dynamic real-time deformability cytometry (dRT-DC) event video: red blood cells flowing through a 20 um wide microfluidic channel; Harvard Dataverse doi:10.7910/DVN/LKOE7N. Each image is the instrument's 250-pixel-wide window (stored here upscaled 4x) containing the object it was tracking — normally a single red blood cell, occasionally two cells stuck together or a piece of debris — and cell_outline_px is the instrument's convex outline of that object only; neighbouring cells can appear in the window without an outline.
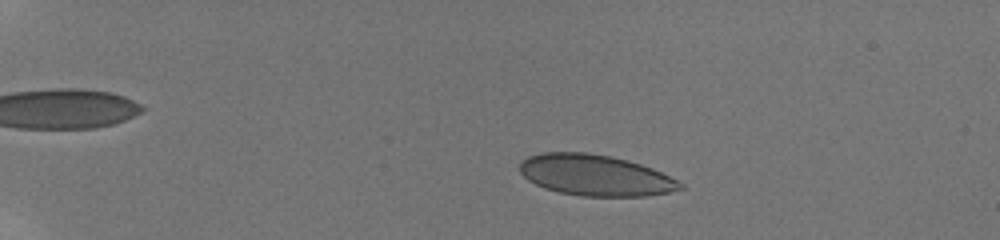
{"species": "human", "species_latin": "Homo sapiens", "temperature_condition": "room temperature", "stored_images_in_passage": 55, "camera_frame_rate_fps": 3000, "um_per_image_px": 0.085, "donor": {"sex": "male"}, "frame": {"image": 1, "passage_image": 11, "time_ms": 3.333, "image_size_px": [1000, 240], "cell_outline_px": [[684, 188], [668, 192], [648, 196], [580, 196], [560, 192], [544, 188], [528, 180], [520, 172], [520, 160], [528, 156], [540, 152], [588, 152], [612, 156], [628, 160], [652, 168], [684, 184]], "centroid_in_image_um": [50.57, 14.88], "position_along_channel_um": 34.4, "area_um2": 38.44}}
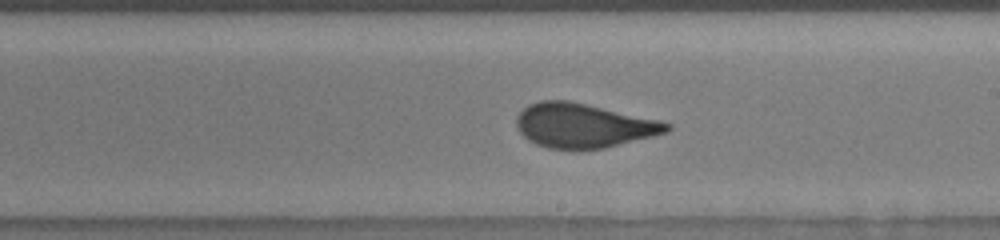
{"frame": {"image": 2, "passage_image": 35, "time_ms": 11.333, "image_size_px": [1000, 240], "cell_outline_px": [[672, 128], [668, 132], [604, 148], [548, 148], [536, 144], [528, 140], [516, 128], [516, 116], [528, 104], [540, 100], [568, 100], [660, 120], [672, 124]], "centroid_in_image_um": [49.58, 10.65], "position_along_channel_um": 239.4, "area_um2": 38.55}}
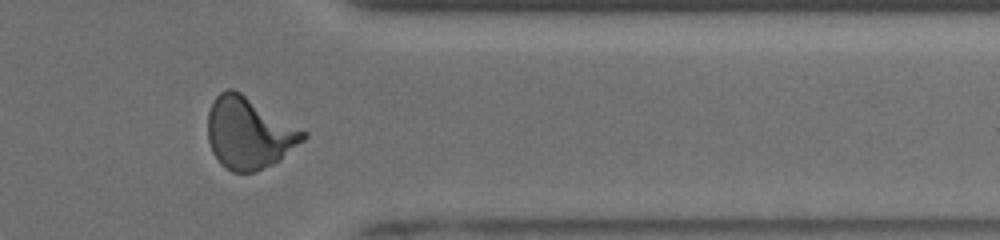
{"frame": {"image": 3, "passage_image": 47, "time_ms": 15.333, "image_size_px": [1000, 240], "cell_outline_px": [[308, 136], [304, 140], [280, 160], [256, 172], [232, 172], [224, 168], [220, 164], [212, 152], [208, 140], [208, 112], [212, 100], [220, 92], [228, 88], [232, 88], [240, 92], [308, 132]], "centroid_in_image_um": [21.15, 11.31], "position_along_channel_um": 390.2, "area_um2": 40.0}}